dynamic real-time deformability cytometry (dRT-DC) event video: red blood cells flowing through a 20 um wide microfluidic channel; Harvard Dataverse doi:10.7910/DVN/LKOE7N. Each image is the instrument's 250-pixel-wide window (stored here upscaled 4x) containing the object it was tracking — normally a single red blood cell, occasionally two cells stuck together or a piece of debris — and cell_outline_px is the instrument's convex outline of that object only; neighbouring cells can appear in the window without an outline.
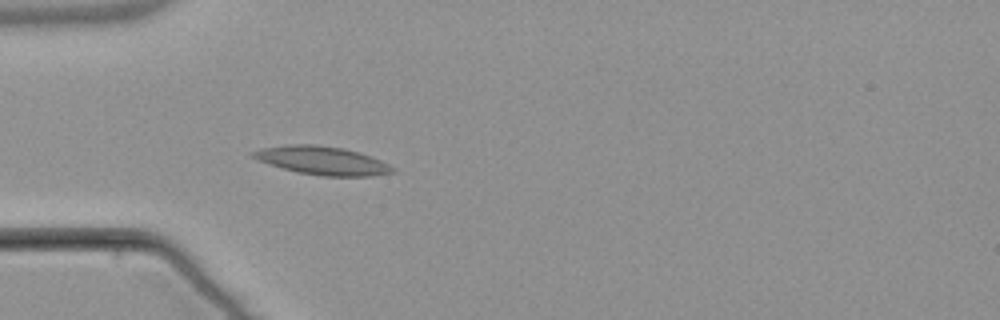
{"species": "common noctule bat (a hibernating species)", "species_latin": "Nyctalus noctula", "temperature_condition": "warm", "stored_images_in_passage": 39, "camera_frame_rate_fps": 3000, "um_per_image_px": 0.085, "animal": {"sex": "male", "body_mass_g": 21.5, "forearm_length_mm": 52.0}, "frame": {"image": 1, "passage_image": 1, "time_ms": 0.0, "image_size_px": [1000, 320], "cell_outline_px": [[396, 172], [372, 176], [320, 176], [296, 172], [268, 164], [256, 160], [248, 156], [248, 152], [264, 148], [288, 144], [316, 144], [344, 148], [360, 152], [380, 160], [396, 168]], "centroid_in_image_um": [27.36, 13.64], "position_along_channel_um": 57.6, "area_um2": 23.47}}
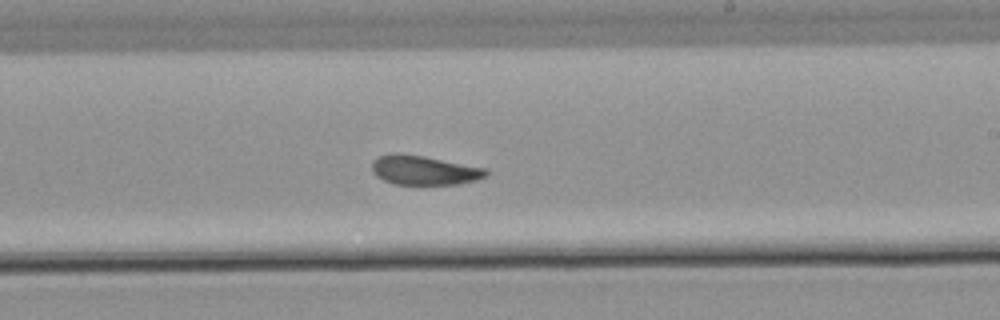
{"frame": {"image": 2, "passage_image": 17, "time_ms": 5.333, "image_size_px": [1000, 320], "cell_outline_px": [[488, 176], [476, 180], [460, 184], [392, 184], [376, 176], [372, 172], [372, 160], [376, 156], [396, 152], [400, 152], [424, 156], [484, 168], [488, 172]], "centroid_in_image_um": [35.99, 14.46], "position_along_channel_um": 253.0, "area_um2": 19.65}}
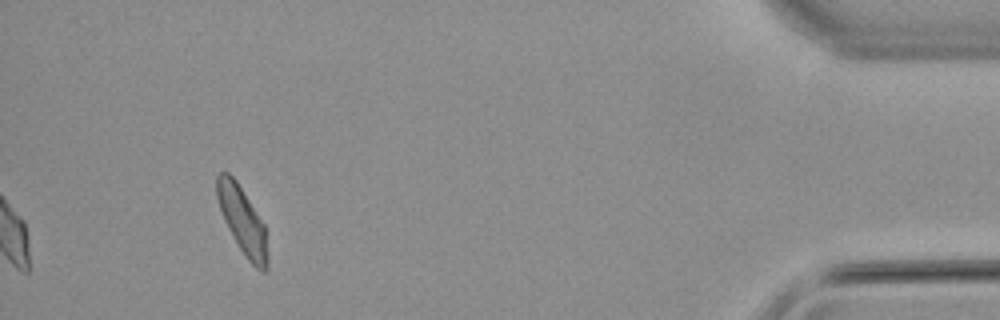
{"frame": {"image": 3, "passage_image": 35, "time_ms": 11.333, "image_size_px": [1000, 320], "cell_outline_px": [[268, 268], [264, 272], [260, 272], [248, 260], [240, 248], [228, 228], [224, 220], [216, 196], [216, 176], [220, 172], [228, 172], [236, 180], [264, 224], [268, 260]], "centroid_in_image_um": [20.6, 18.75], "position_along_channel_um": 414.6, "area_um2": 19.54}, "authors_computed_cell_mechanics": {"area_um2": 19.8254, "velocity_mm_per_s": 3.7802, "shape_relaxation_time_tau1_ms": 6.2744, "shape_relaxation_time_tau2_ms": 3.1934, "deformation_change_tau1": 0.1747, "deformation_change_tau2": 0.0912}}